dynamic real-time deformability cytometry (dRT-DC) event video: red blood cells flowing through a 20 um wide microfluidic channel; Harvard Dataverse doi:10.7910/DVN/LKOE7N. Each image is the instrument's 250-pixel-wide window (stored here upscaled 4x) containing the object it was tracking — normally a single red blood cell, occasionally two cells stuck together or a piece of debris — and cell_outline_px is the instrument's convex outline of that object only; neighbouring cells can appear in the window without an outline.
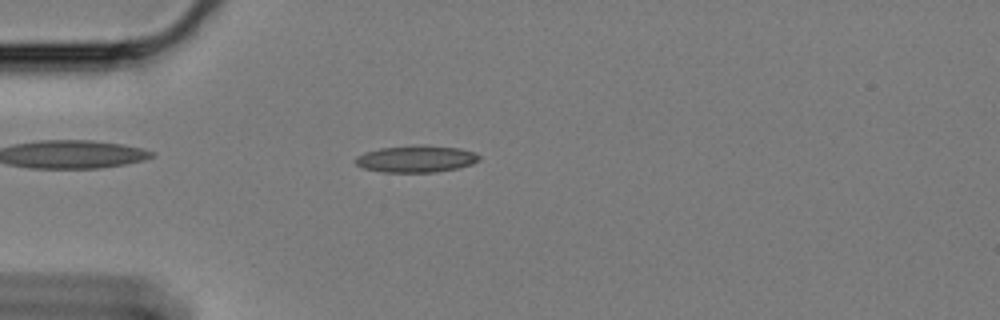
{"species": "Egyptian fruit bat (a non-hibernating species)", "species_latin": "Rousettus aegyptiacus", "temperature_condition": "cold", "stored_images_in_passage": 59, "camera_frame_rate_fps": 3000, "um_per_image_px": 0.085, "animal": {"sex": "female"}, "frame": {"image": 1, "passage_image": 16, "time_ms": 5.0, "image_size_px": [1000, 320], "cell_outline_px": [[480, 160], [472, 164], [460, 168], [436, 172], [384, 172], [364, 168], [356, 164], [356, 156], [364, 152], [380, 148], [460, 148], [476, 152], [480, 156]], "centroid_in_image_um": [35.4, 13.56], "position_along_channel_um": 49.6, "area_um2": 18.44}}
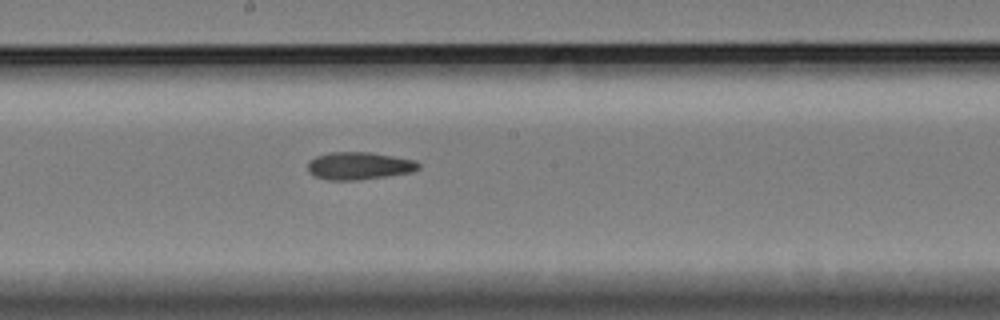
{"frame": {"image": 2, "passage_image": 32, "time_ms": 10.333, "image_size_px": [1000, 320], "cell_outline_px": [[420, 168], [412, 172], [356, 180], [328, 180], [316, 176], [308, 172], [308, 164], [316, 156], [328, 152], [368, 152], [416, 160], [420, 164]], "centroid_in_image_um": [30.53, 14.09], "position_along_channel_um": 217.7, "area_um2": 17.63}}
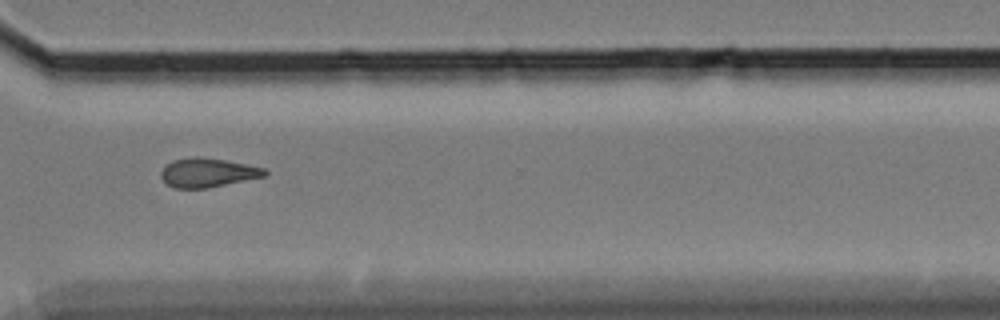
{"frame": {"image": 3, "passage_image": 44, "time_ms": 14.333, "image_size_px": [1000, 320], "cell_outline_px": [[268, 176], [208, 188], [176, 188], [168, 184], [160, 176], [160, 172], [172, 160], [196, 156], [224, 160], [264, 168], [268, 172]], "centroid_in_image_um": [17.68, 14.68], "position_along_channel_um": 352.9, "area_um2": 17.46}, "authors_computed_cell_mechanics": {"area_um2": 17.5134, "velocity_mm_per_s": 3.3877, "shape_relaxation_time_tau1_ms": null, "shape_relaxation_time_tau2_ms": 4.5816, "deformation_change_tau1": null, "deformation_change_tau2": 0.1211}}